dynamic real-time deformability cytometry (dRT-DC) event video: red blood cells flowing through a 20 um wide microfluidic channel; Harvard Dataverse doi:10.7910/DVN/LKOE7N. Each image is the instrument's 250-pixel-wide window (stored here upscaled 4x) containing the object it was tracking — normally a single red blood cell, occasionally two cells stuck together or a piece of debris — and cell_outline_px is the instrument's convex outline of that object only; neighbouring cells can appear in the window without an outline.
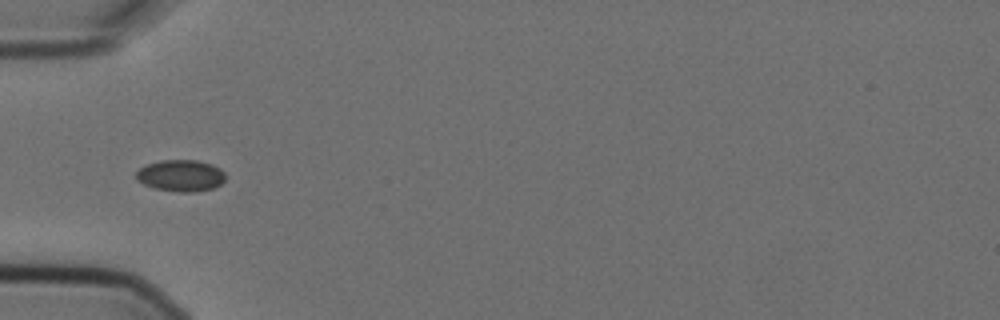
{"species": "Egyptian fruit bat (a non-hibernating species)", "species_latin": "Rousettus aegyptiacus", "temperature_condition": "cold", "stored_images_in_passage": 6, "camera_frame_rate_fps": 3000, "um_per_image_px": 0.085, "animal": {"sex": "female"}, "frame": {"image": 1, "passage_image": 5, "time_ms": 1.333, "image_size_px": [1000, 320], "cell_outline_px": [[224, 180], [220, 184], [212, 188], [192, 192], [180, 192], [152, 188], [136, 180], [136, 172], [140, 168], [148, 164], [160, 160], [196, 160], [212, 164], [220, 168], [224, 172]], "centroid_in_image_um": [15.34, 14.92], "position_along_channel_um": 69.7, "area_um2": 16.42}}
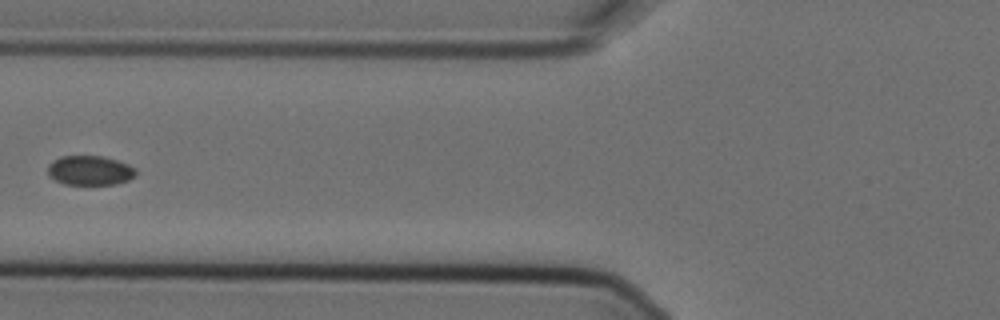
{"frame": {"image": 2, "passage_image": 6, "time_ms": 1.667, "image_size_px": [1000, 320], "cell_outline_px": [[136, 176], [128, 180], [116, 184], [64, 184], [48, 176], [48, 164], [52, 160], [60, 156], [104, 156], [128, 164], [136, 168]], "centroid_in_image_um": [7.64, 14.48], "position_along_channel_um": 118.2, "area_um2": 15.26}}